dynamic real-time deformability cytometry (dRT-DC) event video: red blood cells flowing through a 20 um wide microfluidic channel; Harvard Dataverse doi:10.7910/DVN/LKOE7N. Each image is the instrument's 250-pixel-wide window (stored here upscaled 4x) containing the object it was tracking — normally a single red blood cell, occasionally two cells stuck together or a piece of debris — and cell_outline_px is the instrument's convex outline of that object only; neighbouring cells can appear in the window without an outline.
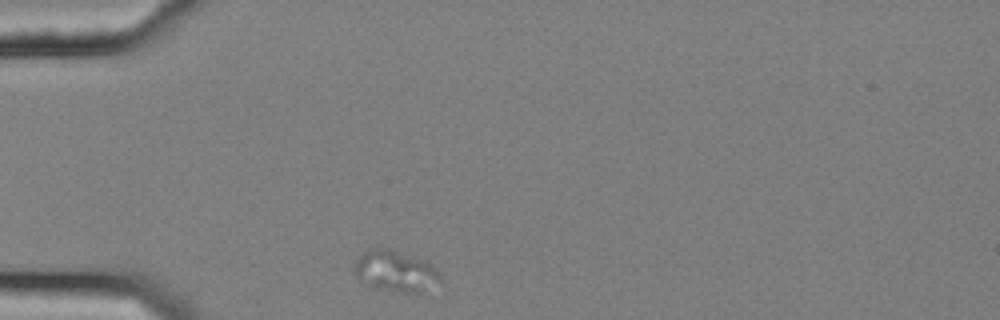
{"species": "common noctule bat (a hibernating species)", "species_latin": "Nyctalus noctula", "temperature_condition": "cold", "stored_images_in_passage": 33, "camera_frame_rate_fps": 3000, "um_per_image_px": 0.085, "animal": {"sex": "female", "body_mass_g": 25.1}, "frame": {"image": 1, "passage_image": 1, "time_ms": 0.0, "image_size_px": [1000, 320], "cell_outline_px": [[440, 280], [420, 296], [372, 288], [360, 280], [352, 272], [352, 268], [356, 260], [368, 248], [380, 244], [424, 260], [440, 272]], "centroid_in_image_um": [33.57, 23.05], "position_along_channel_um": 51.4, "area_um2": 21.62}}
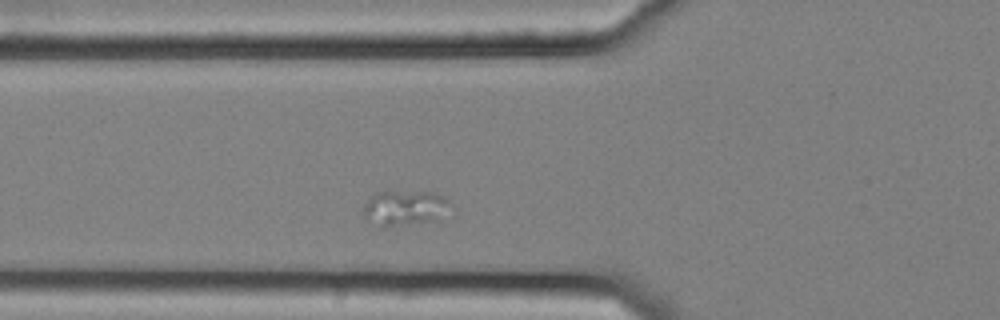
{"frame": {"image": 2, "passage_image": 6, "time_ms": 1.667, "image_size_px": [1000, 320], "cell_outline_px": [[452, 204], [440, 220], [384, 228], [380, 228], [364, 216], [364, 204], [376, 192], [436, 192], [444, 196]], "centroid_in_image_um": [34.44, 17.7], "position_along_channel_um": 91.4, "area_um2": 18.09}}
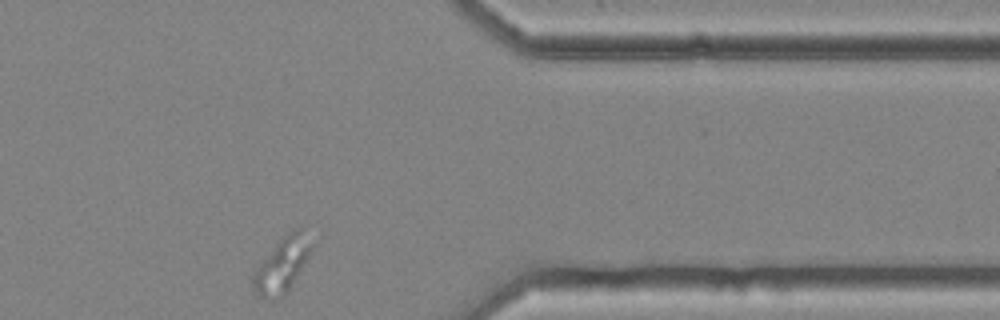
{"frame": {"image": 3, "passage_image": 33, "time_ms": 10.667, "image_size_px": [1000, 320], "cell_outline_px": [[312, 248], [308, 256], [288, 292], [280, 300], [272, 300], [256, 296], [252, 288], [252, 276], [256, 268], [280, 240], [288, 232], [296, 228], [300, 228]], "centroid_in_image_um": [23.91, 22.63], "position_along_channel_um": 387.5, "area_um2": 18.15}}